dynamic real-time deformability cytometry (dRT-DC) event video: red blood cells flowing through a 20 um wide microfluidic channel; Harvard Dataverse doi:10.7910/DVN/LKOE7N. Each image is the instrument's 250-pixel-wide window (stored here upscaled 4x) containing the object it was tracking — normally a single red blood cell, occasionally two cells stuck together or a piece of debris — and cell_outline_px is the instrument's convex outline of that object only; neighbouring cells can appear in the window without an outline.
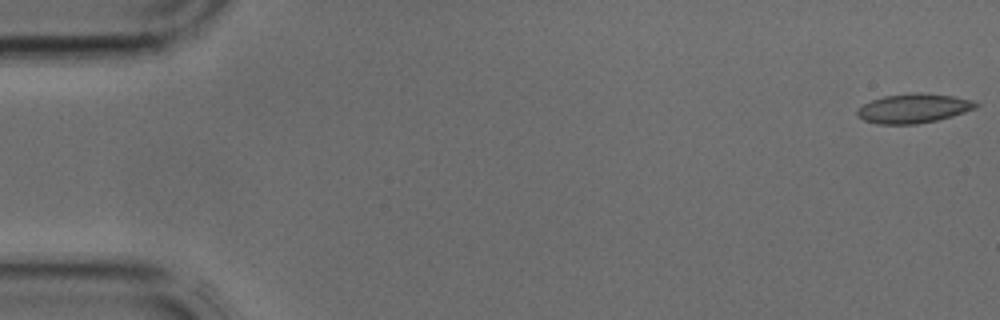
{"species": "common noctule bat (a hibernating species)", "species_latin": "Nyctalus noctula", "temperature_condition": "cold", "stored_images_in_passage": 42, "camera_frame_rate_fps": 3000, "um_per_image_px": 0.085, "animal": {"sex": "male", "body_mass_g": 17.9, "forearm_length_mm": 54.2}, "frame": {"image": 1, "passage_image": 1, "time_ms": 0.0, "image_size_px": [1000, 320], "cell_outline_px": [[980, 104], [976, 108], [952, 116], [936, 120], [916, 124], [876, 124], [864, 120], [856, 116], [856, 112], [864, 104], [872, 100], [884, 96], [916, 92], [920, 92], [952, 96], [972, 100]], "centroid_in_image_um": [77.65, 9.21], "position_along_channel_um": 7.4, "area_um2": 20.17}}
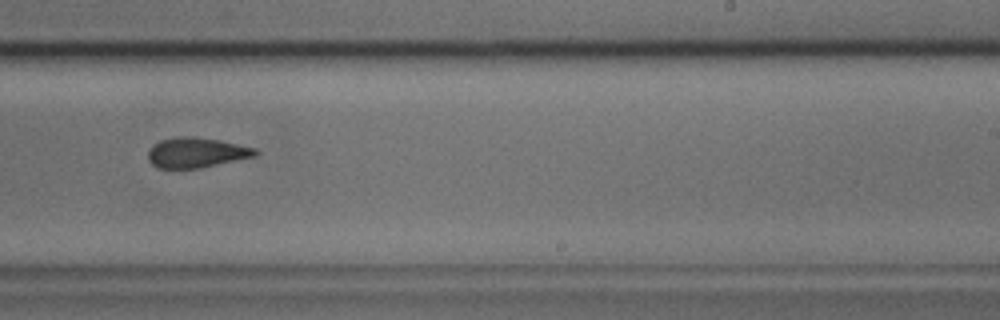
{"frame": {"image": 2, "passage_image": 26, "time_ms": 8.333, "image_size_px": [1000, 320], "cell_outline_px": [[260, 152], [256, 156], [200, 168], [156, 168], [148, 160], [148, 152], [152, 144], [160, 140], [180, 136], [192, 136], [220, 140], [256, 148]], "centroid_in_image_um": [16.69, 12.97], "position_along_channel_um": 272.3, "area_um2": 18.96}}
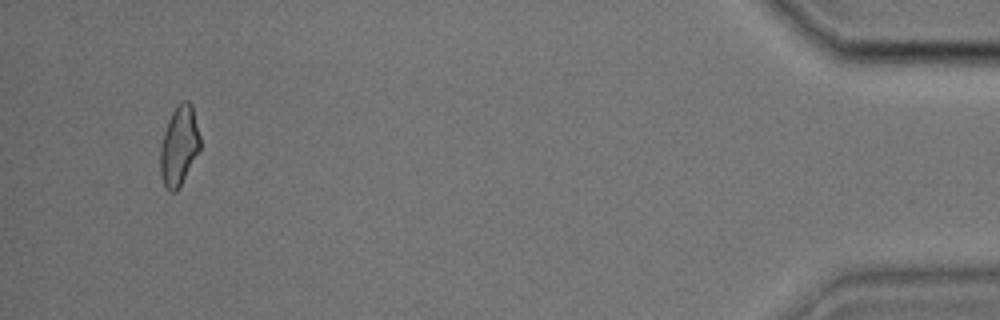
{"frame": {"image": 3, "passage_image": 40, "time_ms": 13.0, "image_size_px": [1000, 320], "cell_outline_px": [[200, 148], [176, 192], [168, 192], [164, 184], [160, 172], [160, 144], [168, 120], [172, 112], [180, 100], [188, 100], [192, 104], [200, 136]], "centroid_in_image_um": [15.21, 12.35], "position_along_channel_um": 420.0, "area_um2": 18.38}}